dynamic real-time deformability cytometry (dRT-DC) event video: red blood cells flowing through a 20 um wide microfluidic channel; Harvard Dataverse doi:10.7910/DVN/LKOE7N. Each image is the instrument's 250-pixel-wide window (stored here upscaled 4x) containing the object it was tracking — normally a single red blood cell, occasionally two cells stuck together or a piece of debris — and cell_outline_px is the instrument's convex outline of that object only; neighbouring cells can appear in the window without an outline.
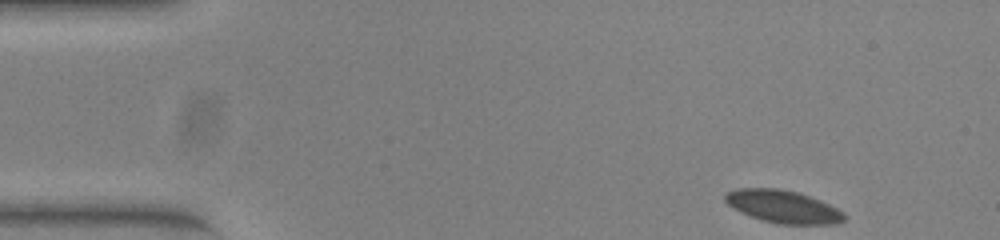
{"species": "common noctule bat (a hibernating species)", "species_latin": "Nyctalus noctula", "temperature_condition": "warm", "stored_images_in_passage": 51, "camera_frame_rate_fps": 3000, "um_per_image_px": 0.085, "animal": {"sex": "female", "body_mass_g": 23.0, "forearm_length_mm": 53.4}, "frame": {"image": 1, "passage_image": 1, "time_ms": 0.0, "image_size_px": [1000, 240], "cell_outline_px": [[848, 216], [844, 220], [832, 224], [776, 224], [740, 212], [732, 208], [724, 200], [724, 196], [728, 192], [736, 188], [780, 188], [800, 192], [820, 200], [844, 212]], "centroid_in_image_um": [66.56, 17.55], "position_along_channel_um": 18.4, "area_um2": 22.77}}
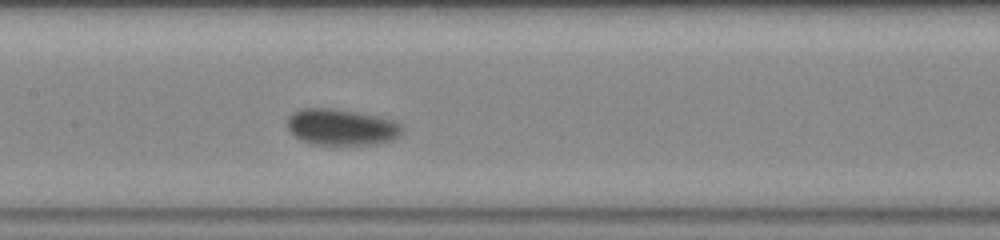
{"frame": {"image": 2, "passage_image": 22, "time_ms": 7.0, "image_size_px": [1000, 240], "cell_outline_px": [[404, 128], [400, 136], [376, 144], [312, 144], [300, 140], [288, 128], [288, 116], [292, 112], [304, 108], [332, 108], [356, 112], [376, 116], [392, 120], [400, 124]], "centroid_in_image_um": [29.01, 10.8], "position_along_channel_um": 178.4, "area_um2": 24.04}}
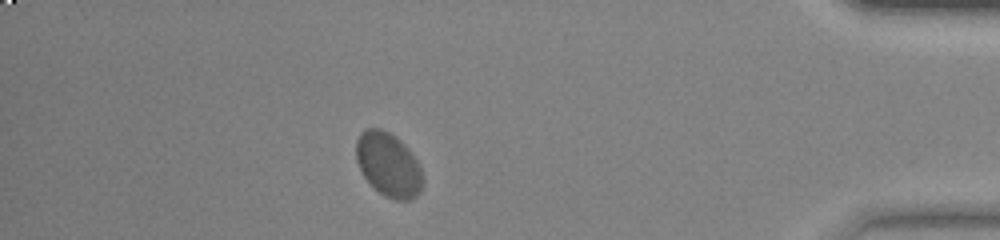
{"frame": {"image": 3, "passage_image": 44, "time_ms": 14.333, "image_size_px": [1000, 240], "cell_outline_px": [[424, 180], [420, 192], [412, 200], [396, 200], [384, 196], [364, 176], [356, 160], [356, 140], [360, 132], [364, 128], [380, 128], [396, 136], [408, 148], [416, 160], [420, 168]], "centroid_in_image_um": [33.02, 13.98], "position_along_channel_um": 402.2, "area_um2": 24.85}, "authors_computed_cell_mechanics": {"area_um2": 23.8136, "velocity_mm_per_s": 3.6899, "shape_relaxation_time_tau1_ms": 2.1433, "shape_relaxation_time_tau2_ms": null, "deformation_change_tau1": 0.0622, "deformation_change_tau2": null}}